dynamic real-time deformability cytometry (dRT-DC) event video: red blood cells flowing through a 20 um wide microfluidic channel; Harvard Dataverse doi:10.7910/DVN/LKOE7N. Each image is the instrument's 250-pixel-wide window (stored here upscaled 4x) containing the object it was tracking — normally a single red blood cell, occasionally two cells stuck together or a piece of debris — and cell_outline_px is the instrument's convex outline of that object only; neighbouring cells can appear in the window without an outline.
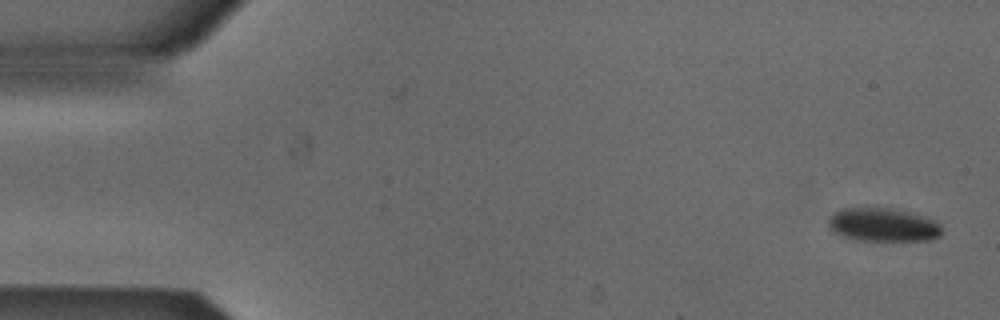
{"species": "Egyptian fruit bat (a non-hibernating species)", "species_latin": "Rousettus aegyptiacus", "temperature_condition": "cold", "stored_images_in_passage": 52, "camera_frame_rate_fps": 3000, "um_per_image_px": 0.085, "animal": {"sex": "male"}, "frame": {"image": 1, "passage_image": 1, "time_ms": 0.0, "image_size_px": [1000, 320], "cell_outline_px": [[940, 236], [928, 240], [860, 240], [844, 236], [836, 232], [828, 224], [828, 220], [836, 212], [844, 208], [892, 208], [908, 212], [936, 220], [940, 224]], "centroid_in_image_um": [75.1, 19.1], "position_along_channel_um": 9.9, "area_um2": 21.62}}
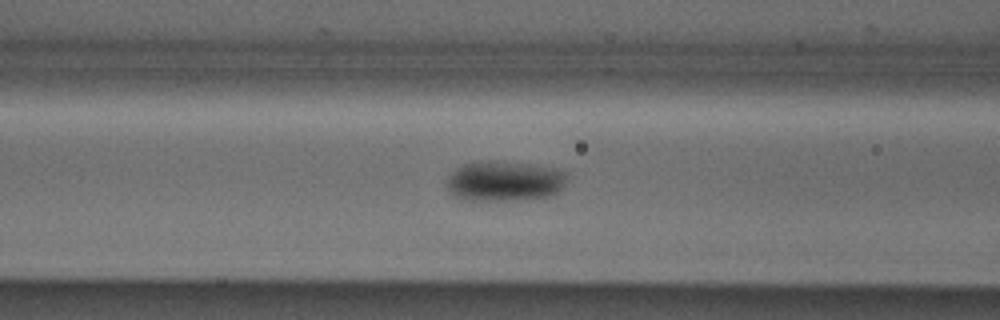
{"frame": {"image": 2, "passage_image": 20, "time_ms": 6.333, "image_size_px": [1000, 320], "cell_outline_px": [[568, 180], [564, 188], [548, 196], [528, 200], [464, 200], [448, 192], [448, 176], [456, 168], [464, 164], [484, 160], [496, 160], [528, 164], [556, 168], [564, 172], [568, 176]], "centroid_in_image_um": [42.91, 15.39], "position_along_channel_um": 123.7, "area_um2": 28.55}}
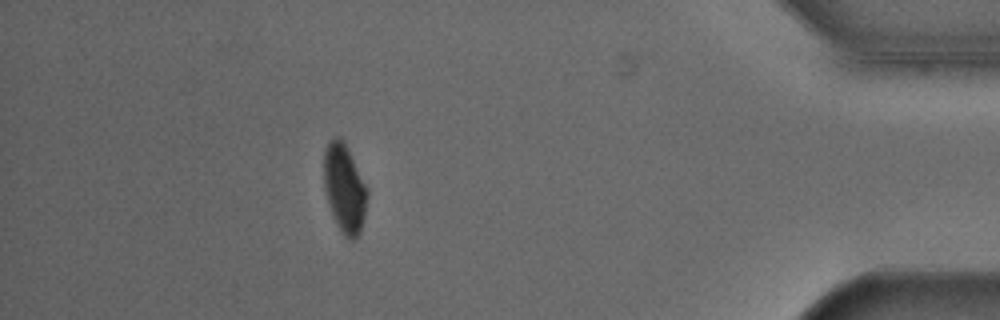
{"frame": {"image": 3, "passage_image": 46, "time_ms": 15.0, "image_size_px": [1000, 320], "cell_outline_px": [[368, 196], [364, 216], [360, 232], [352, 240], [348, 240], [344, 236], [328, 204], [324, 188], [324, 148], [336, 136], [340, 136], [344, 140], [368, 188]], "centroid_in_image_um": [29.29, 15.97], "position_along_channel_um": 405.9, "area_um2": 22.31}, "authors_computed_cell_mechanics": {"area_um2": 24.9118, "velocity_mm_per_s": 3.8671, "shape_relaxation_time_tau1_ms": 3.7525, "shape_relaxation_time_tau2_ms": null, "deformation_change_tau1": 0.0723, "deformation_change_tau2": null}}